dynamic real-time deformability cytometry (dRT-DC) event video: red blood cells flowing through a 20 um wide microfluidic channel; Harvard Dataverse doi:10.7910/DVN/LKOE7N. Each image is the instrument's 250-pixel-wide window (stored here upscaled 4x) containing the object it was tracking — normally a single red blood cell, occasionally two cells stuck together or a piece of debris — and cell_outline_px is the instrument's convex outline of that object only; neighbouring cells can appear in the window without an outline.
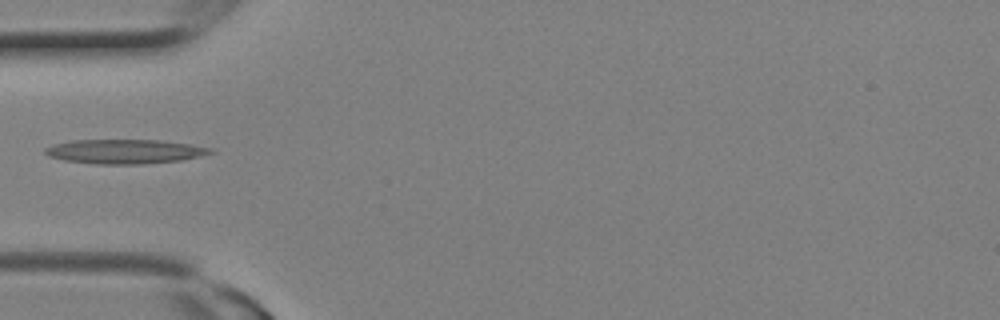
{"species": "Egyptian fruit bat (a non-hibernating species)", "species_latin": "Rousettus aegyptiacus", "temperature_condition": "room temperature", "stored_images_in_passage": 6, "camera_frame_rate_fps": 3000, "um_per_image_px": 0.085, "animal": {"sex": "female"}, "frame": {"image": 1, "passage_image": 1, "time_ms": 0.0, "image_size_px": [1000, 320], "cell_outline_px": [[216, 152], [200, 156], [180, 160], [144, 164], [100, 164], [64, 160], [48, 156], [44, 152], [44, 148], [52, 144], [72, 140], [160, 140], [192, 144], [212, 148]], "centroid_in_image_um": [10.61, 12.87], "position_along_channel_um": 74.4, "area_um2": 23.52}}
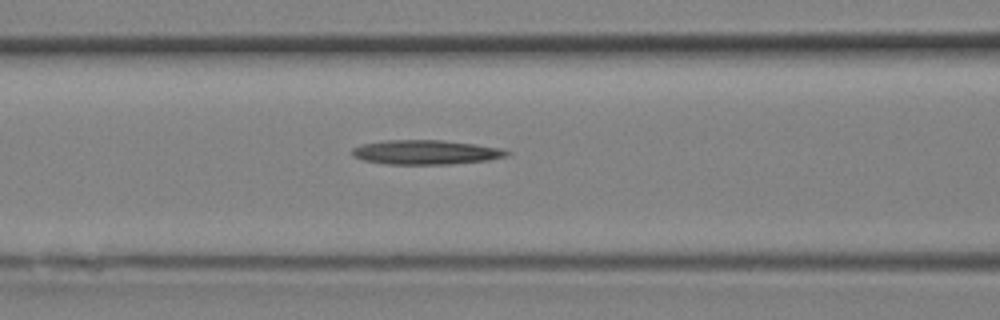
{"frame": {"image": 2, "passage_image": 3, "time_ms": 0.667, "image_size_px": [1000, 320], "cell_outline_px": [[512, 152], [508, 156], [488, 160], [452, 164], [388, 164], [364, 160], [352, 156], [352, 148], [360, 144], [380, 140], [444, 140], [476, 144], [504, 148]], "centroid_in_image_um": [36.22, 12.93], "position_along_channel_um": 130.4, "area_um2": 22.31}}
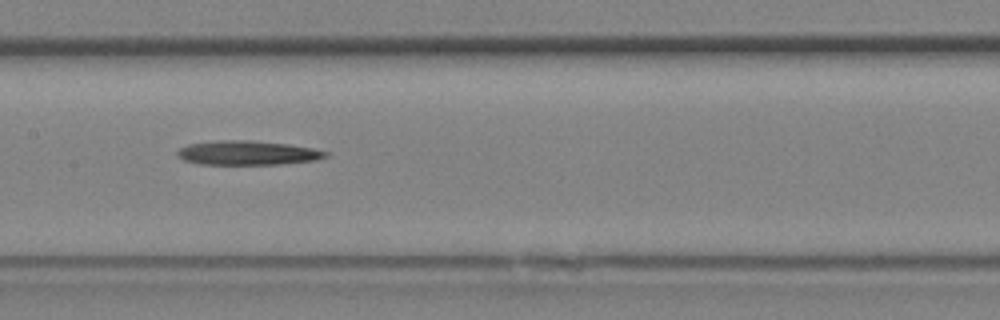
{"frame": {"image": 3, "passage_image": 5, "time_ms": 1.333, "image_size_px": [1000, 320], "cell_outline_px": [[332, 152], [328, 156], [316, 160], [280, 164], [200, 164], [184, 160], [176, 156], [176, 152], [180, 148], [188, 144], [220, 140], [248, 140], [288, 144], [312, 148]], "centroid_in_image_um": [21.06, 12.99], "position_along_channel_um": 186.3, "area_um2": 20.98}}